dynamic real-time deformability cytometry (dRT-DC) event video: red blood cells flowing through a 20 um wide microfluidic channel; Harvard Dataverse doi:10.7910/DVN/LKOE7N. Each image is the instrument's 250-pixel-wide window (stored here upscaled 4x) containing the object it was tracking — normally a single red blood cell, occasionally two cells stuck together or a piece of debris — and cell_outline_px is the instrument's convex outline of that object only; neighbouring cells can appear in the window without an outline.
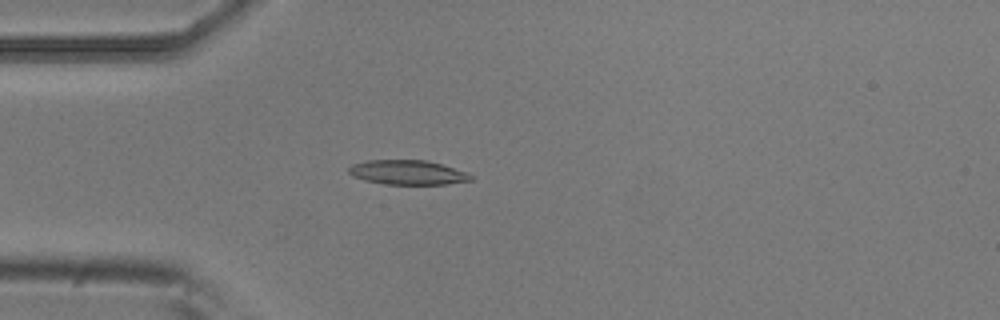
{"species": "common noctule bat (a hibernating species)", "species_latin": "Nyctalus noctula", "temperature_condition": "room temperature", "stored_images_in_passage": 4, "camera_frame_rate_fps": 3000, "um_per_image_px": 0.085, "animal": {"sex": "male", "body_mass_g": 20.5, "forearm_length_mm": 52.5}, "frame": {"image": 1, "passage_image": 4, "time_ms": 1.0, "image_size_px": [1000, 320], "cell_outline_px": [[472, 180], [448, 184], [384, 184], [364, 180], [352, 176], [348, 172], [348, 168], [352, 164], [368, 160], [428, 160], [468, 172], [472, 176]], "centroid_in_image_um": [34.65, 14.65], "position_along_channel_um": 50.4, "area_um2": 17.51}}